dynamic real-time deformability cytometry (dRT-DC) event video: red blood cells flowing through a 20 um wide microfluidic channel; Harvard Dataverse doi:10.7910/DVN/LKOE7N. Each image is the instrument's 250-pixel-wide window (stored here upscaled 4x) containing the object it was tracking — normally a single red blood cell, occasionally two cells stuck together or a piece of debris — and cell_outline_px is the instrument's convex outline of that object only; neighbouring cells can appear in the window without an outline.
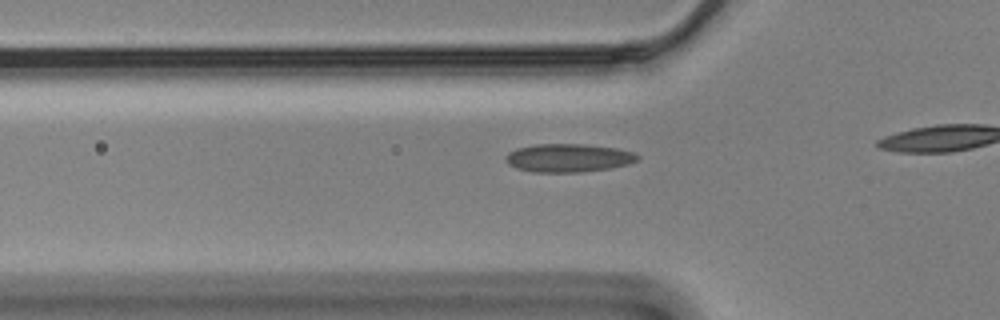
{"species": "Egyptian fruit bat (a non-hibernating species)", "species_latin": "Rousettus aegyptiacus", "temperature_condition": "cold", "stored_images_in_passage": 12, "camera_frame_rate_fps": 3000, "um_per_image_px": 0.085, "animal": {"sex": "male"}, "frame": {"image": 1, "passage_image": 6, "time_ms": 1.667, "image_size_px": [1000, 320], "cell_outline_px": [[640, 156], [636, 160], [628, 164], [608, 168], [580, 172], [532, 172], [516, 168], [508, 164], [504, 160], [504, 156], [508, 152], [516, 148], [536, 144], [584, 144], [616, 148], [636, 152]], "centroid_in_image_um": [48.27, 13.41], "position_along_channel_um": 77.5, "area_um2": 21.85}}
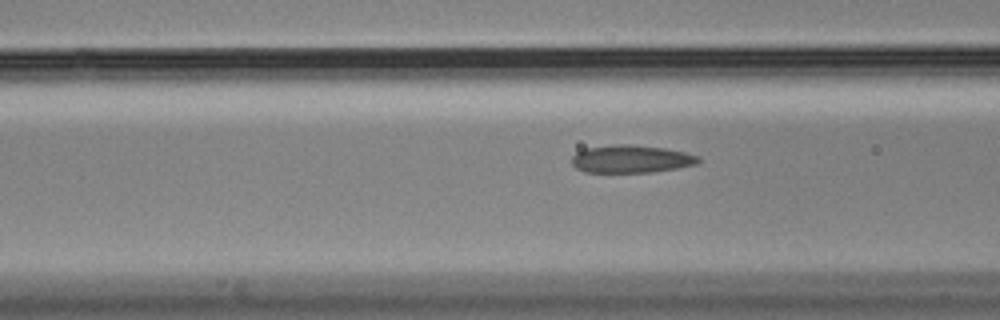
{"frame": {"image": 2, "passage_image": 9, "time_ms": 2.667, "image_size_px": [1000, 320], "cell_outline_px": [[700, 164], [652, 172], [584, 172], [576, 168], [572, 164], [572, 156], [576, 152], [584, 148], [616, 144], [628, 144], [664, 148], [684, 152], [700, 156]], "centroid_in_image_um": [53.65, 13.51], "position_along_channel_um": 113.0, "area_um2": 20.58}}